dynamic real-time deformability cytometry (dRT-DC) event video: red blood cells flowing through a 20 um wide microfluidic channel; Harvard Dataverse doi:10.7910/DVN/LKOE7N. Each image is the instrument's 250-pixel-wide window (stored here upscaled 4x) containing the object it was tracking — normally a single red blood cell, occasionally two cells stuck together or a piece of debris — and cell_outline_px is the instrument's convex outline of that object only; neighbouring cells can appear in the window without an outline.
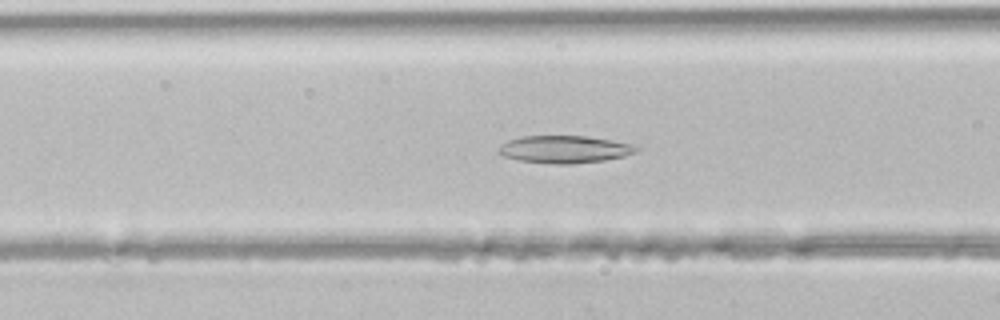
{"species": "common noctule bat (a hibernating species)", "species_latin": "Nyctalus noctula", "temperature_condition": "room temperature", "stored_images_in_passage": 39, "camera_frame_rate_fps": 3000, "um_per_image_px": 0.085, "animal": {"sex": "male", "body_mass_g": 21.5, "forearm_length_mm": 52.0}, "frame": {"image": 1, "passage_image": 13, "time_ms": 4.0, "image_size_px": [1000, 320], "cell_outline_px": [[640, 148], [636, 152], [624, 156], [604, 160], [572, 164], [552, 164], [520, 160], [504, 156], [496, 152], [496, 148], [500, 144], [508, 140], [520, 136], [588, 136], [612, 140], [632, 144]], "centroid_in_image_um": [47.95, 12.69], "position_along_channel_um": 118.7, "area_um2": 22.2}}
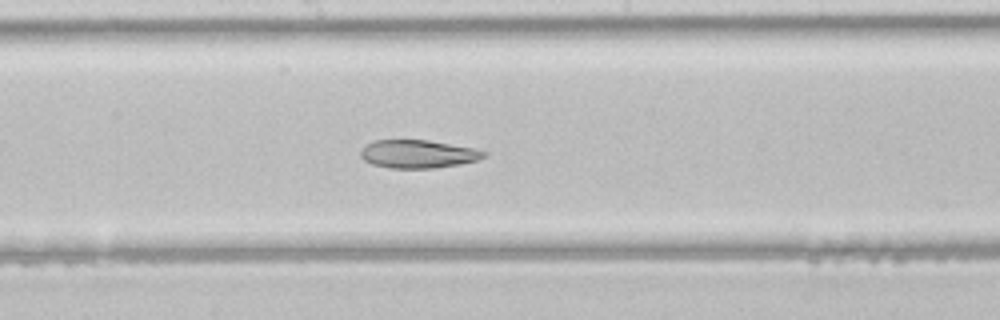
{"frame": {"image": 2, "passage_image": 19, "time_ms": 6.0, "image_size_px": [1000, 320], "cell_outline_px": [[488, 156], [480, 160], [460, 164], [436, 168], [388, 168], [372, 164], [364, 160], [360, 156], [360, 152], [368, 144], [376, 140], [428, 140], [472, 148], [488, 152]], "centroid_in_image_um": [35.58, 13.1], "position_along_channel_um": 212.6, "area_um2": 20.23}}
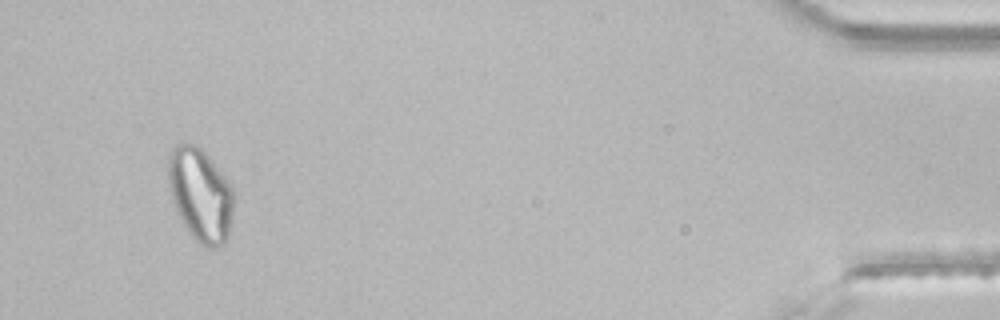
{"frame": {"image": 3, "passage_image": 37, "time_ms": 12.0, "image_size_px": [1000, 320], "cell_outline_px": [[232, 220], [228, 240], [224, 244], [216, 248], [208, 248], [200, 244], [192, 236], [184, 224], [172, 200], [168, 184], [168, 156], [172, 148], [176, 144], [196, 144], [212, 160], [228, 180], [232, 188]], "centroid_in_image_um": [17.04, 16.56], "position_along_channel_um": 418.2, "area_um2": 35.55}}